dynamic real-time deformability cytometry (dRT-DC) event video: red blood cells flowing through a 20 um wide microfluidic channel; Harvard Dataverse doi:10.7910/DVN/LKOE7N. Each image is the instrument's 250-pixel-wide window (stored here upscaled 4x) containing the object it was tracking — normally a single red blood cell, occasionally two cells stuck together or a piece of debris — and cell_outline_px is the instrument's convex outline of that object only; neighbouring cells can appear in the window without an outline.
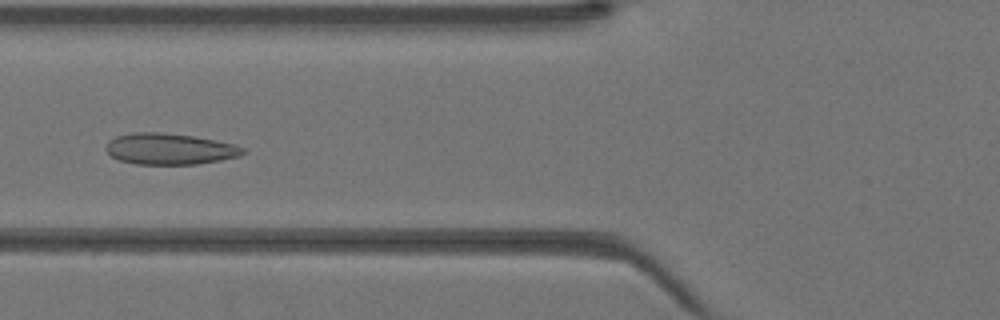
{"species": "Egyptian fruit bat (a non-hibernating species)", "species_latin": "Rousettus aegyptiacus", "temperature_condition": "warm", "stored_images_in_passage": 44, "camera_frame_rate_fps": 3000, "um_per_image_px": 0.085, "animal": {"sex": "female"}, "frame": {"image": 1, "passage_image": 18, "time_ms": 5.667, "image_size_px": [1000, 320], "cell_outline_px": [[248, 152], [240, 156], [220, 160], [196, 164], [136, 164], [120, 160], [112, 156], [104, 148], [108, 140], [116, 136], [132, 132], [160, 132], [196, 136], [236, 144], [244, 148]], "centroid_in_image_um": [14.44, 12.65], "position_along_channel_um": 111.4, "area_um2": 25.14}}
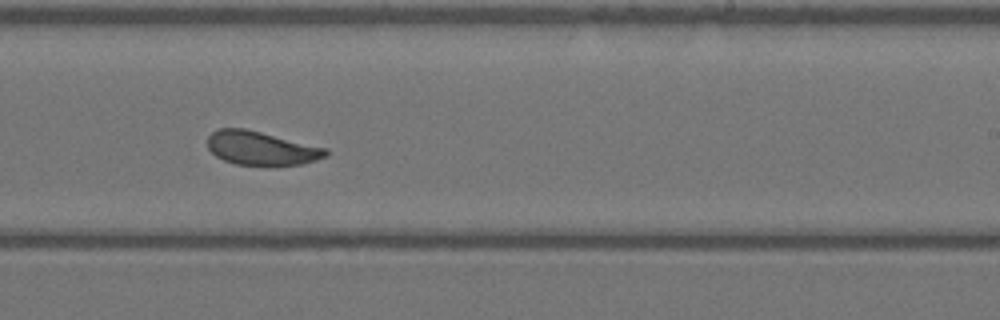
{"frame": {"image": 2, "passage_image": 28, "time_ms": 9.0, "image_size_px": [1000, 320], "cell_outline_px": [[328, 156], [316, 160], [300, 164], [236, 164], [224, 160], [216, 156], [208, 148], [208, 136], [216, 128], [244, 128], [328, 148]], "centroid_in_image_um": [22.2, 12.57], "position_along_channel_um": 266.8, "area_um2": 22.95}}
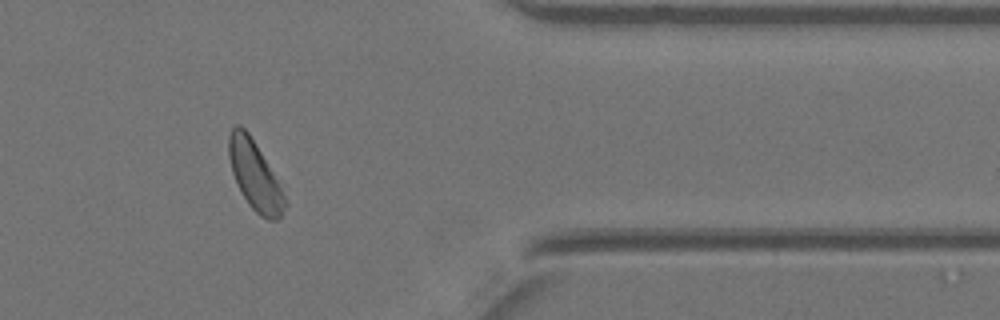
{"frame": {"image": 3, "passage_image": 37, "time_ms": 12.0, "image_size_px": [1000, 320], "cell_outline_px": [[288, 204], [280, 220], [268, 220], [260, 216], [248, 204], [232, 172], [228, 156], [228, 136], [232, 128], [236, 124], [240, 124], [248, 132], [272, 172]], "centroid_in_image_um": [21.65, 14.94], "position_along_channel_um": 389.7, "area_um2": 22.08}}